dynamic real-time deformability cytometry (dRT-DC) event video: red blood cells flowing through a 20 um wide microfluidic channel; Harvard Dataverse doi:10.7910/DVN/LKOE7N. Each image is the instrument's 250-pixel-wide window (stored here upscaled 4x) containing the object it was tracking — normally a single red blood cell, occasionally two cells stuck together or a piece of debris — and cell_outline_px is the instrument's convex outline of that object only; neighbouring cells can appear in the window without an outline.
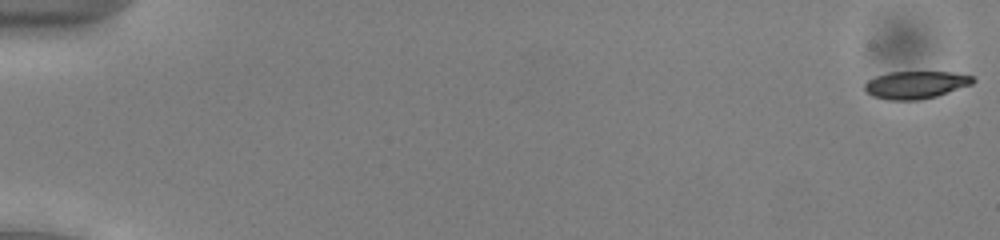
{"species": "common noctule bat (a hibernating species)", "species_latin": "Nyctalus noctula", "temperature_condition": "cold", "stored_images_in_passage": 54, "camera_frame_rate_fps": 3000, "um_per_image_px": 0.085, "animal": {"sex": "male", "body_mass_g": 13.0, "forearm_length_mm": 53.1}, "frame": {"image": 1, "passage_image": 1, "time_ms": 0.0, "image_size_px": [1000, 240], "cell_outline_px": [[976, 80], [972, 84], [936, 96], [920, 100], [888, 100], [872, 96], [864, 88], [864, 84], [868, 80], [876, 76], [892, 72], [952, 72], [972, 76]], "centroid_in_image_um": [77.83, 7.21], "position_along_channel_um": 7.2, "area_um2": 17.28}}
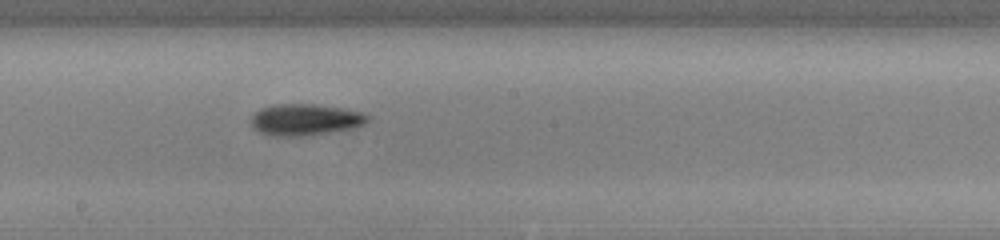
{"frame": {"image": 2, "passage_image": 31, "time_ms": 10.0, "image_size_px": [1000, 240], "cell_outline_px": [[368, 120], [364, 124], [356, 128], [300, 136], [276, 136], [260, 132], [252, 128], [252, 116], [260, 108], [272, 104], [316, 104], [344, 108], [360, 112], [368, 116]], "centroid_in_image_um": [25.93, 10.16], "position_along_channel_um": 222.3, "area_um2": 21.33}}
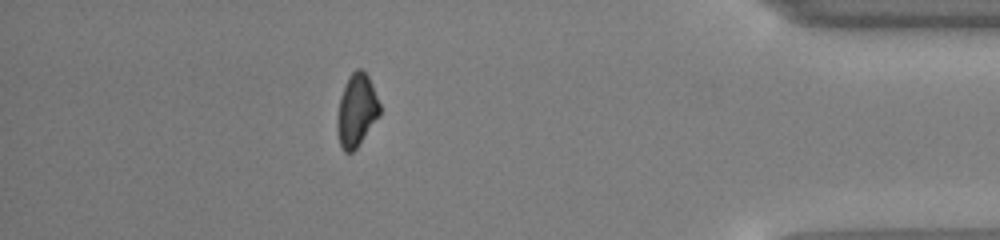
{"frame": {"image": 3, "passage_image": 48, "time_ms": 15.667, "image_size_px": [1000, 240], "cell_outline_px": [[380, 116], [356, 148], [352, 152], [344, 152], [340, 148], [336, 132], [336, 116], [340, 96], [344, 84], [348, 76], [356, 68], [360, 68], [368, 76], [372, 84], [380, 104]], "centroid_in_image_um": [30.28, 9.39], "position_along_channel_um": 404.9, "area_um2": 18.38}, "authors_computed_cell_mechanics": {"area_um2": 18.7561, "velocity_mm_per_s": 3.9055, "shape_relaxation_time_tau1_ms": 2.3299, "shape_relaxation_time_tau2_ms": null, "deformation_change_tau1": 0.1257, "deformation_change_tau2": null}}